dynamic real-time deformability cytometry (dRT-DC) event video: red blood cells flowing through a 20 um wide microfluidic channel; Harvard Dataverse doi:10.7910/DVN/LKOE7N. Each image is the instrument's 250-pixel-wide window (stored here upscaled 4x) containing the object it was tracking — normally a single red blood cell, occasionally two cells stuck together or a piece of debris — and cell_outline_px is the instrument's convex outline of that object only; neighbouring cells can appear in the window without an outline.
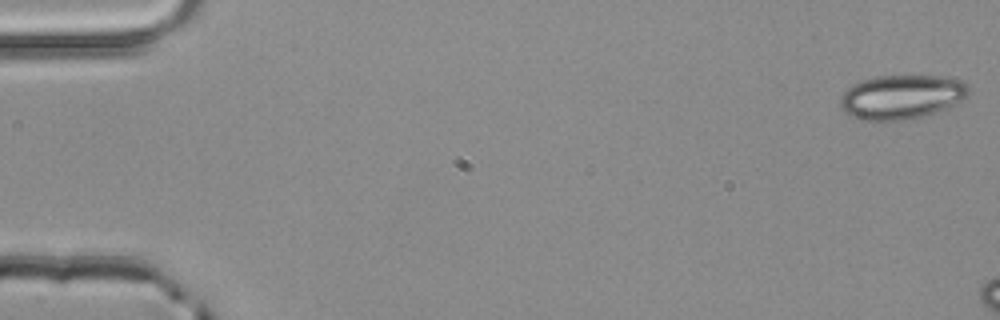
{"species": "common noctule bat (a hibernating species)", "species_latin": "Nyctalus noctula", "temperature_condition": "room temperature", "stored_images_in_passage": 3, "camera_frame_rate_fps": 3000, "um_per_image_px": 0.085, "animal": {"sex": "male", "body_mass_g": 20.4}, "frame": {"image": 1, "passage_image": 1, "time_ms": 0.0, "image_size_px": [1000, 320], "cell_outline_px": [[968, 92], [960, 100], [936, 112], [924, 116], [904, 120], [864, 120], [848, 112], [840, 104], [840, 96], [852, 84], [876, 76], [940, 76], [964, 80], [968, 88]], "centroid_in_image_um": [76.64, 8.22], "position_along_channel_um": 8.4, "area_um2": 32.43}}